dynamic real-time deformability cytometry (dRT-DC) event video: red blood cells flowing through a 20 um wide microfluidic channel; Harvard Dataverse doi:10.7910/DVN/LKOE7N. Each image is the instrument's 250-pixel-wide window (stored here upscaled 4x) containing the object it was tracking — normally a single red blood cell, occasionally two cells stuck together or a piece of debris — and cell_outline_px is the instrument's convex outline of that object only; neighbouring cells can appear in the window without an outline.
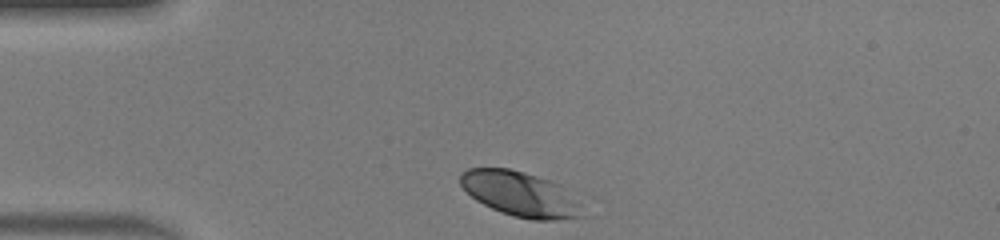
{"species": "human", "species_latin": "Homo sapiens", "temperature_condition": "warm", "stored_images_in_passage": 30, "camera_frame_rate_fps": 3000, "um_per_image_px": 0.085, "donor": {"sex": "male"}, "frame": {"image": 1, "passage_image": 1, "time_ms": 0.0, "image_size_px": [1000, 240], "cell_outline_px": [[584, 200], [580, 216], [556, 220], [532, 220], [512, 216], [500, 212], [476, 200], [460, 184], [460, 172], [468, 168], [508, 168], [524, 172], [560, 184]], "centroid_in_image_um": [44.29, 16.49], "position_along_channel_um": 40.7, "area_um2": 32.31}}
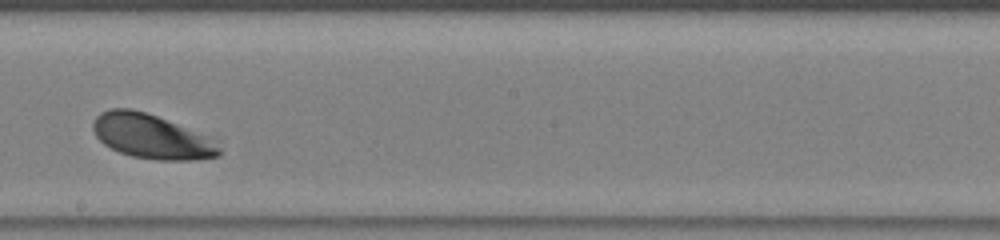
{"frame": {"image": 2, "passage_image": 18, "time_ms": 5.667, "image_size_px": [1000, 240], "cell_outline_px": [[224, 136], [220, 156], [196, 160], [156, 160], [132, 156], [120, 152], [104, 144], [96, 136], [92, 128], [92, 124], [96, 116], [100, 112], [108, 108], [132, 108]], "centroid_in_image_um": [13.12, 11.58], "position_along_channel_um": 235.1, "area_um2": 34.68}}
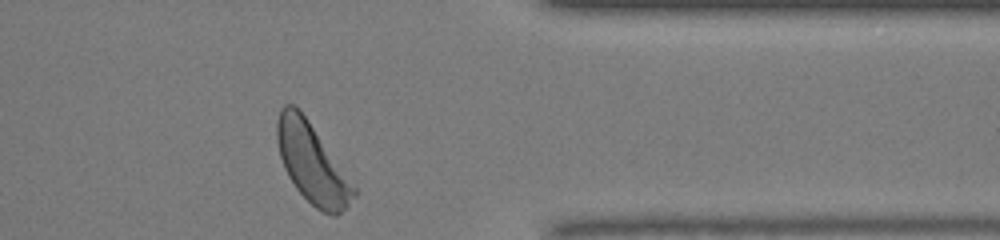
{"frame": {"image": 3, "passage_image": 30, "time_ms": 9.667, "image_size_px": [1000, 240], "cell_outline_px": [[356, 196], [336, 216], [332, 216], [316, 208], [296, 188], [288, 176], [284, 168], [280, 156], [276, 140], [276, 124], [280, 108], [284, 104], [292, 104], [308, 120], [356, 188]], "centroid_in_image_um": [26.49, 13.88], "position_along_channel_um": 384.9, "area_um2": 34.8}, "authors_computed_cell_mechanics": {"area_um2": 33.3217, "velocity_mm_per_s": 4.0346, "shape_relaxation_time_tau1_ms": 1.0238, "shape_relaxation_time_tau2_ms": null, "deformation_change_tau1": 0.1185, "deformation_change_tau2": null}}